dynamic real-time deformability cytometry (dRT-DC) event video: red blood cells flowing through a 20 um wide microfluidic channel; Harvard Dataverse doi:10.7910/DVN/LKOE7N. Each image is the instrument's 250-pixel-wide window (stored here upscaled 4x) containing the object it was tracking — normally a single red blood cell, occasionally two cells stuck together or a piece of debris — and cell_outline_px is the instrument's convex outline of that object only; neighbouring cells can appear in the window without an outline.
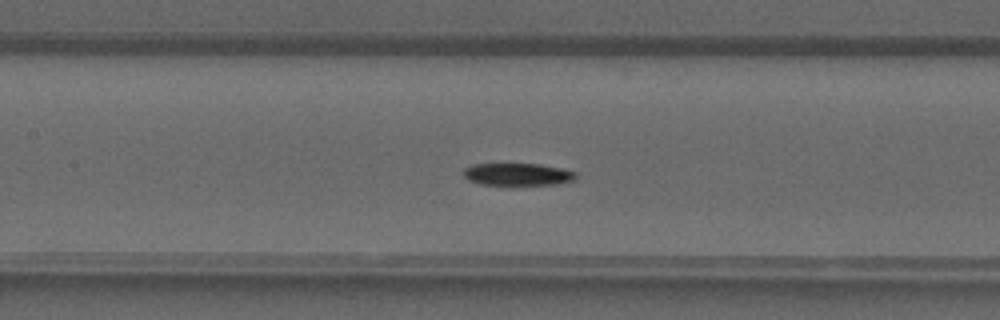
{"species": "common noctule bat (a hibernating species)", "species_latin": "Nyctalus noctula", "temperature_condition": "warm", "stored_images_in_passage": 40, "camera_frame_rate_fps": 3000, "um_per_image_px": 0.085, "animal": {"sex": "male", "forearm_length_mm": 52.5}, "frame": {"image": 1, "passage_image": 18, "time_ms": 5.667, "image_size_px": [1000, 320], "cell_outline_px": [[576, 176], [572, 180], [556, 184], [512, 188], [480, 184], [468, 180], [464, 176], [464, 168], [476, 164], [540, 164], [564, 168], [576, 172]], "centroid_in_image_um": [44.0, 14.87], "position_along_channel_um": 163.4, "area_um2": 15.49}}
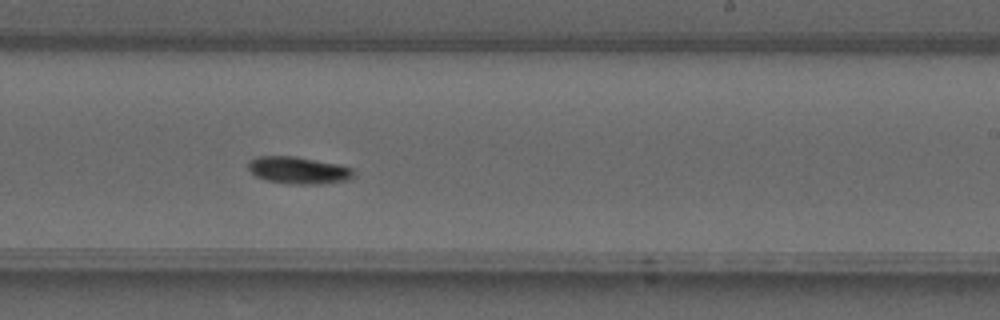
{"frame": {"image": 2, "passage_image": 24, "time_ms": 7.667, "image_size_px": [1000, 320], "cell_outline_px": [[352, 176], [348, 180], [316, 184], [288, 184], [268, 180], [256, 176], [248, 168], [248, 160], [256, 156], [292, 156], [336, 164], [352, 168]], "centroid_in_image_um": [25.3, 14.47], "position_along_channel_um": 263.7, "area_um2": 16.36}}
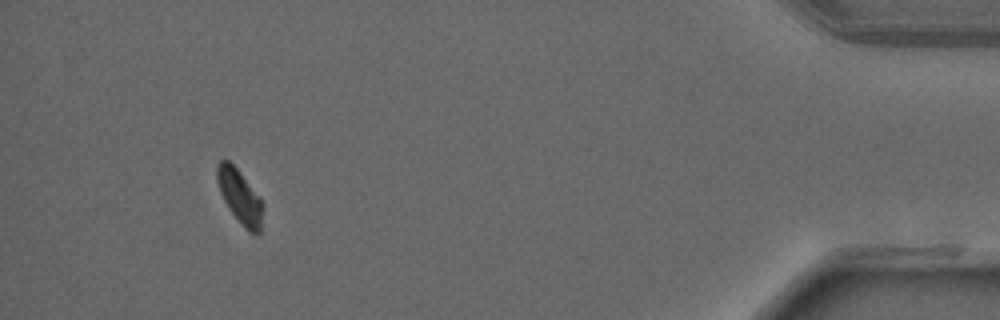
{"frame": {"image": 3, "passage_image": 37, "time_ms": 12.0, "image_size_px": [1000, 320], "cell_outline_px": [[260, 232], [256, 236], [248, 232], [244, 228], [228, 208], [220, 192], [216, 180], [216, 164], [220, 160], [228, 160], [236, 168], [260, 196]], "centroid_in_image_um": [20.33, 16.69], "position_along_channel_um": 414.9, "area_um2": 14.1}}